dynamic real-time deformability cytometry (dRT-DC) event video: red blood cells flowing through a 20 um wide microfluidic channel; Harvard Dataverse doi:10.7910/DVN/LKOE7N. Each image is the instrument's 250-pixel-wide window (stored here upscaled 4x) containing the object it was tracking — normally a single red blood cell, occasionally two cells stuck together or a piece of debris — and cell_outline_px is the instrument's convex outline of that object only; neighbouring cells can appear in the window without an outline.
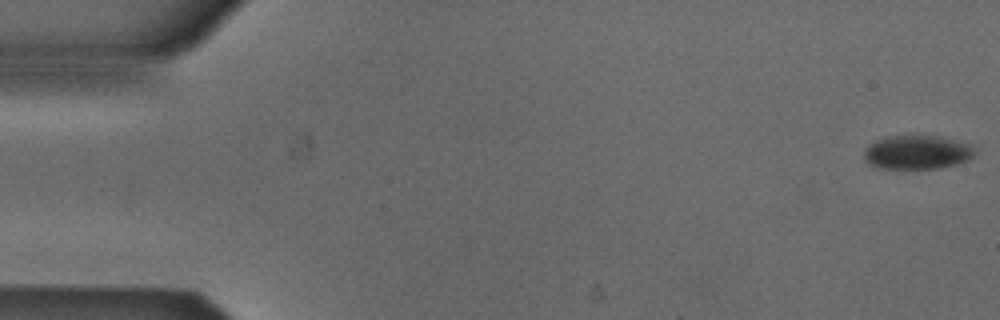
{"species": "Egyptian fruit bat (a non-hibernating species)", "species_latin": "Rousettus aegyptiacus", "temperature_condition": "cold", "stored_images_in_passage": 51, "camera_frame_rate_fps": 3000, "um_per_image_px": 0.085, "animal": {"sex": "male"}, "frame": {"image": 1, "passage_image": 1, "time_ms": 0.0, "image_size_px": [1000, 320], "cell_outline_px": [[976, 152], [968, 160], [956, 164], [940, 168], [884, 168], [868, 164], [864, 160], [864, 152], [868, 144], [876, 140], [892, 136], [936, 136], [972, 144]], "centroid_in_image_um": [77.96, 12.94], "position_along_channel_um": 7.0, "area_um2": 21.73}}
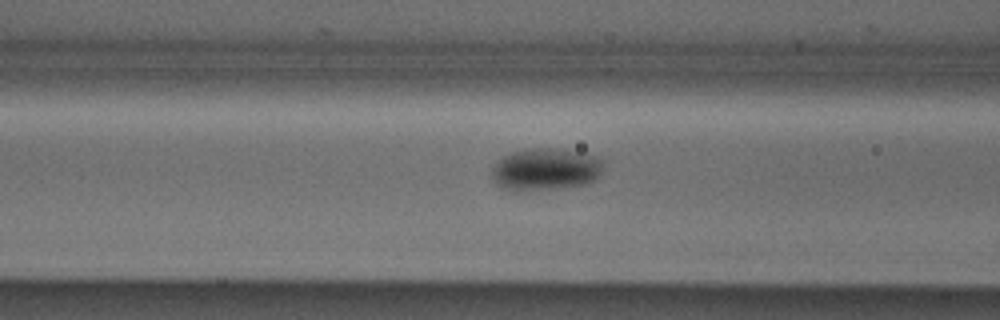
{"frame": {"image": 2, "passage_image": 21, "time_ms": 6.667, "image_size_px": [1000, 320], "cell_outline_px": [[604, 164], [600, 176], [596, 180], [588, 184], [560, 188], [516, 192], [504, 188], [496, 184], [492, 176], [492, 168], [504, 156], [512, 152], [532, 148], [548, 148], [584, 152], [596, 156]], "centroid_in_image_um": [46.41, 14.41], "position_along_channel_um": 120.2, "area_um2": 27.69}}
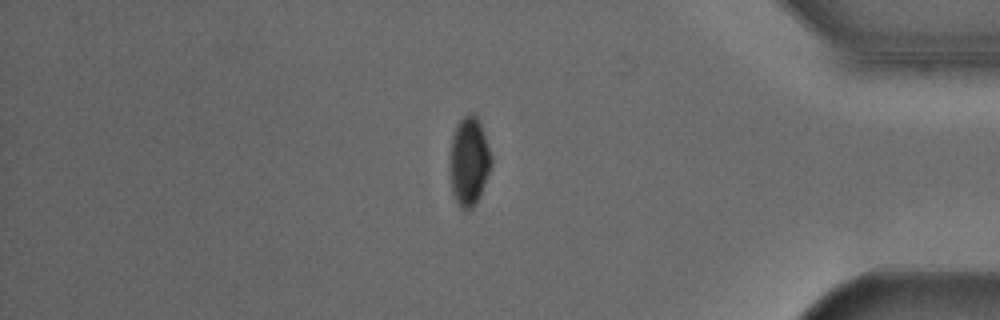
{"frame": {"image": 3, "passage_image": 45, "time_ms": 14.667, "image_size_px": [1000, 320], "cell_outline_px": [[492, 164], [480, 196], [476, 204], [468, 212], [456, 200], [452, 192], [448, 168], [448, 156], [452, 136], [456, 124], [468, 112], [472, 112], [476, 116], [480, 124], [492, 156]], "centroid_in_image_um": [39.83, 13.7], "position_along_channel_um": 395.4, "area_um2": 21.79}}